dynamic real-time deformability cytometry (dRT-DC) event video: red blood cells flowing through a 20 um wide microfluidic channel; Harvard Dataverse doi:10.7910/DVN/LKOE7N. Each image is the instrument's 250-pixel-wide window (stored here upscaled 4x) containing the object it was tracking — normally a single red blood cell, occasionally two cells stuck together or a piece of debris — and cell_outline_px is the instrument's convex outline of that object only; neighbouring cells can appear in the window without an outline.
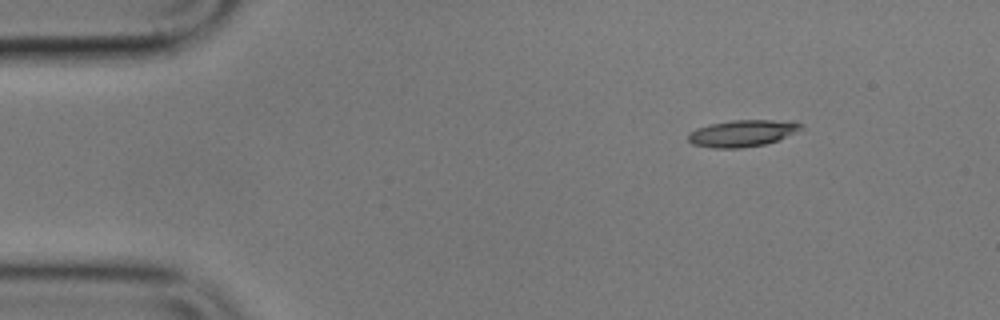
{"species": "common noctule bat (a hibernating species)", "species_latin": "Nyctalus noctula", "temperature_condition": "cold", "stored_images_in_passage": 51, "camera_frame_rate_fps": 3000, "um_per_image_px": 0.085, "animal": {"sex": "male", "body_mass_g": 17.9}, "frame": {"image": 1, "passage_image": 1, "time_ms": 0.0, "image_size_px": [1000, 320], "cell_outline_px": [[804, 128], [776, 140], [764, 144], [740, 148], [712, 148], [692, 144], [688, 140], [688, 132], [696, 128], [712, 124], [732, 120], [796, 120], [804, 124]], "centroid_in_image_um": [63.12, 11.31], "position_along_channel_um": 21.9, "area_um2": 17.63}}
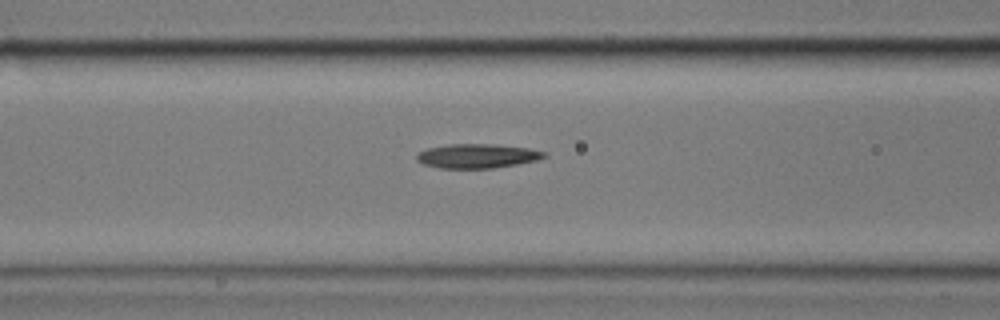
{"frame": {"image": 2, "passage_image": 16, "time_ms": 5.0, "image_size_px": [1000, 320], "cell_outline_px": [[548, 156], [536, 160], [496, 168], [440, 168], [424, 164], [416, 160], [416, 156], [420, 152], [428, 148], [448, 144], [492, 144], [528, 148], [548, 152]], "centroid_in_image_um": [40.59, 13.26], "position_along_channel_um": 126.0, "area_um2": 17.98}}
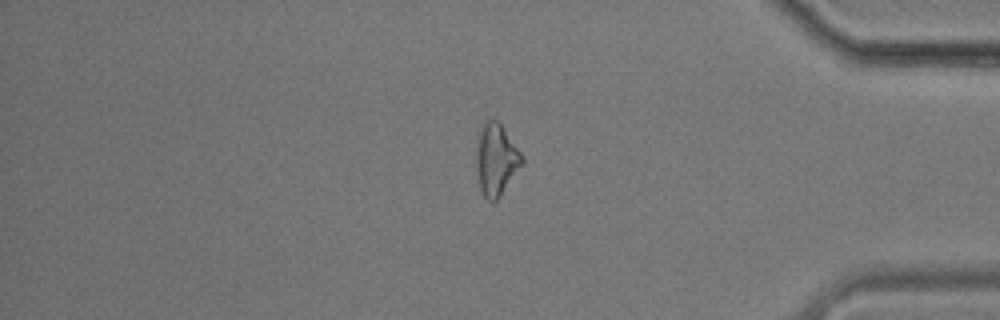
{"frame": {"image": 3, "passage_image": 41, "time_ms": 13.333, "image_size_px": [1000, 320], "cell_outline_px": [[524, 160], [500, 196], [492, 204], [480, 192], [476, 168], [476, 148], [480, 128], [484, 120], [496, 120], [500, 124], [524, 156]], "centroid_in_image_um": [42.14, 13.58], "position_along_channel_um": 393.1, "area_um2": 19.02}}